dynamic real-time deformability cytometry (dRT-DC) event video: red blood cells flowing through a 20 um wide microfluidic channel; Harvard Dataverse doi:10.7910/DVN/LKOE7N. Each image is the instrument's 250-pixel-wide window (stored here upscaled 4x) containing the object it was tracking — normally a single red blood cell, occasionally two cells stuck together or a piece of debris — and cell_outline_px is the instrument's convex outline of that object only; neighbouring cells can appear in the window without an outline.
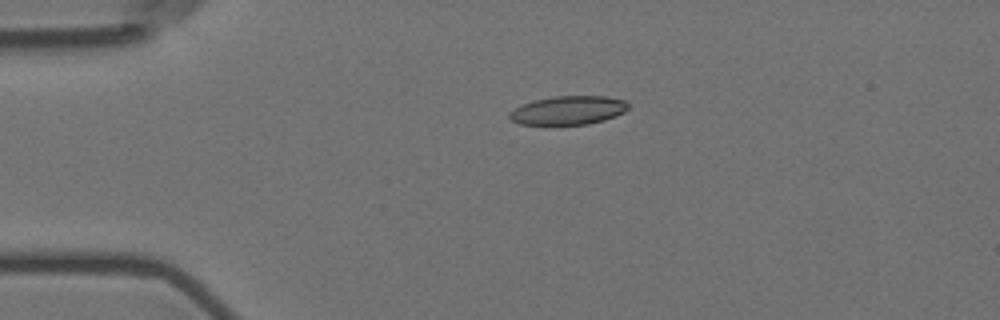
{"species": "Egyptian fruit bat (a non-hibernating species)", "species_latin": "Rousettus aegyptiacus", "temperature_condition": "room temperature", "stored_images_in_passage": 5, "camera_frame_rate_fps": 3000, "um_per_image_px": 0.085, "animal": {"sex": "female"}, "frame": {"image": 1, "passage_image": 4, "time_ms": 1.0, "image_size_px": [1000, 320], "cell_outline_px": [[628, 108], [624, 112], [616, 116], [604, 120], [588, 124], [520, 124], [512, 120], [508, 116], [508, 112], [520, 104], [536, 100], [556, 96], [604, 96], [624, 100], [628, 104]], "centroid_in_image_um": [48.29, 9.37], "position_along_channel_um": 36.7, "area_um2": 19.77}}